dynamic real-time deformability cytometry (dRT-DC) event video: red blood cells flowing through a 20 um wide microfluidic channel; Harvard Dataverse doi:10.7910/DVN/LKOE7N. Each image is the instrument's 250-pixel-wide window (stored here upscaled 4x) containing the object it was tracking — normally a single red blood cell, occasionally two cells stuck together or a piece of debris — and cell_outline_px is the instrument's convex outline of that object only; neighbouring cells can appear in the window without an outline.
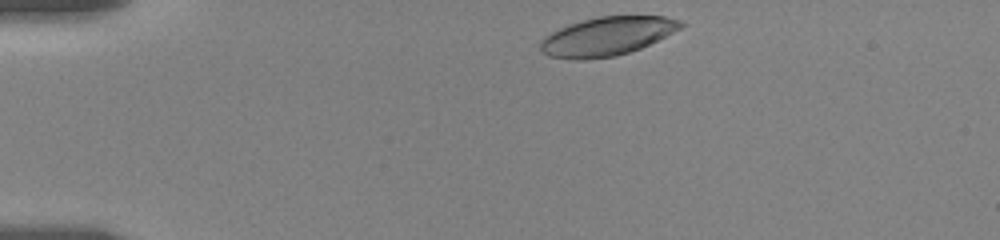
{"species": "human", "species_latin": "Homo sapiens", "temperature_condition": "room temperature", "stored_images_in_passage": 25, "camera_frame_rate_fps": 3000, "um_per_image_px": 0.085, "donor": {"sex": "female"}, "frame": {"image": 1, "passage_image": 1, "time_ms": 0.0, "image_size_px": [1000, 240], "cell_outline_px": [[684, 24], [680, 28], [640, 48], [616, 56], [580, 60], [576, 60], [548, 56], [540, 52], [540, 40], [544, 36], [568, 24], [600, 16], [664, 16], [680, 20]], "centroid_in_image_um": [51.53, 3.09], "position_along_channel_um": 33.5, "area_um2": 31.39}}
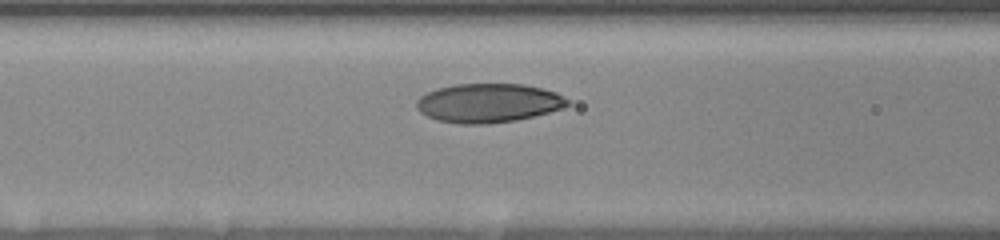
{"frame": {"image": 2, "passage_image": 14, "time_ms": 4.333, "image_size_px": [1000, 240], "cell_outline_px": [[568, 104], [564, 108], [516, 120], [484, 124], [460, 124], [436, 120], [420, 112], [416, 108], [416, 100], [420, 96], [436, 88], [456, 84], [524, 84], [556, 92], [564, 96], [568, 100]], "centroid_in_image_um": [41.49, 8.75], "position_along_channel_um": 125.1, "area_um2": 34.28}}
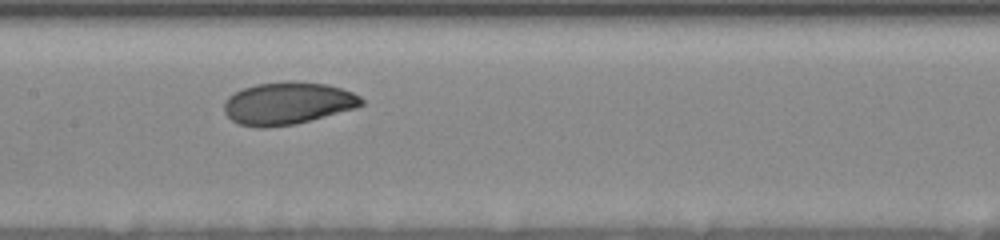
{"frame": {"image": 3, "passage_image": 24, "time_ms": 6.0, "image_size_px": [1000, 240], "cell_outline_px": [[364, 104], [352, 108], [296, 124], [264, 128], [260, 128], [240, 124], [232, 120], [224, 112], [224, 104], [228, 96], [244, 88], [256, 84], [288, 80], [292, 80], [328, 84], [352, 92], [360, 96], [364, 100]], "centroid_in_image_um": [24.43, 8.77], "position_along_channel_um": 183.0, "area_um2": 33.81}}